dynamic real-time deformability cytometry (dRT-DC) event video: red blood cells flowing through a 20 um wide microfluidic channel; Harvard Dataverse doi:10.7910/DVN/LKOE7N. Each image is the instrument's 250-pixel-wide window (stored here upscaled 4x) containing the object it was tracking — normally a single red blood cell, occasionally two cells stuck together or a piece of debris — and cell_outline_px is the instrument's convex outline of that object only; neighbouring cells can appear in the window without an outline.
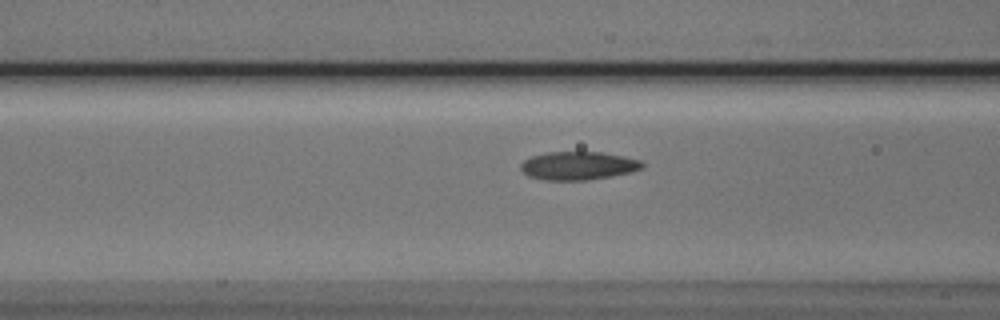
{"species": "Egyptian fruit bat (a non-hibernating species)", "species_latin": "Rousettus aegyptiacus", "temperature_condition": "cold", "stored_images_in_passage": 37, "camera_frame_rate_fps": 3000, "um_per_image_px": 0.085, "animal": {"sex": "male"}, "frame": {"image": 1, "passage_image": 5, "time_ms": 1.333, "image_size_px": [1000, 320], "cell_outline_px": [[644, 168], [632, 172], [612, 176], [588, 180], [544, 180], [528, 176], [520, 168], [520, 164], [524, 160], [532, 156], [548, 152], [600, 152], [624, 156], [640, 160], [644, 164]], "centroid_in_image_um": [49.17, 14.09], "position_along_channel_um": 117.4, "area_um2": 20.11}}
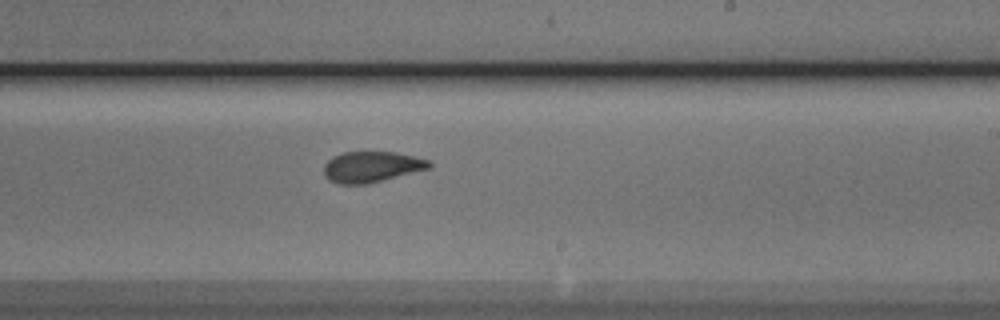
{"frame": {"image": 2, "passage_image": 16, "time_ms": 5.0, "image_size_px": [1000, 320], "cell_outline_px": [[432, 168], [368, 184], [340, 184], [328, 180], [324, 176], [324, 164], [332, 156], [344, 152], [396, 152], [432, 160]], "centroid_in_image_um": [31.61, 14.18], "position_along_channel_um": 257.4, "area_um2": 19.25}}
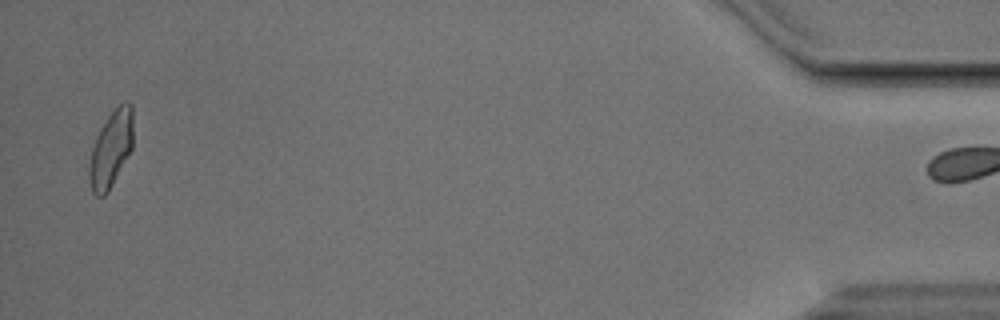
{"frame": {"image": 3, "passage_image": 36, "time_ms": 11.667, "image_size_px": [1000, 320], "cell_outline_px": [[132, 148], [108, 192], [104, 196], [96, 196], [92, 192], [88, 176], [88, 168], [92, 148], [96, 136], [100, 128], [108, 116], [124, 100], [128, 100], [132, 104]], "centroid_in_image_um": [9.42, 12.66], "position_along_channel_um": 425.8, "area_um2": 19.48}, "authors_computed_cell_mechanics": {"area_um2": 19.363, "velocity_mm_per_s": 3.8216, "shape_relaxation_time_tau1_ms": 10.8506, "shape_relaxation_time_tau2_ms": 1.9846, "deformation_change_tau1": 0.2298, "deformation_change_tau2": 0.0633}}